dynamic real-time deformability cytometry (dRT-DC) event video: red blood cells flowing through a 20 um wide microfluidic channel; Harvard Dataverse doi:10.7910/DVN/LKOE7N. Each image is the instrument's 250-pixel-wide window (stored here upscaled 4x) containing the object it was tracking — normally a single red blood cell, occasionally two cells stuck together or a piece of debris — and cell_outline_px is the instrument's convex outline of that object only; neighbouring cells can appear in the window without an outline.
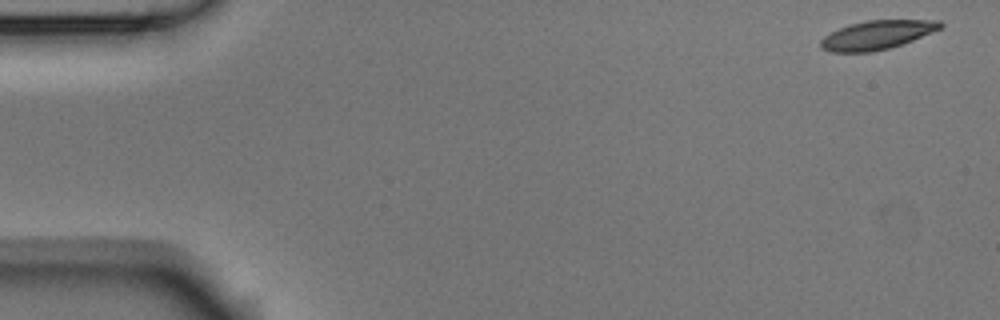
{"species": "Egyptian fruit bat (a non-hibernating species)", "species_latin": "Rousettus aegyptiacus", "temperature_condition": "room temperature", "stored_images_in_passage": 4, "camera_frame_rate_fps": 3000, "um_per_image_px": 0.085, "animal": {"sex": "male"}, "frame": {"image": 1, "passage_image": 1, "time_ms": 0.0, "image_size_px": [1000, 320], "cell_outline_px": [[944, 24], [940, 28], [932, 32], [912, 40], [888, 48], [872, 52], [832, 52], [820, 48], [820, 40], [824, 36], [848, 24], [868, 20], [940, 20]], "centroid_in_image_um": [74.52, 2.97], "position_along_channel_um": 10.5, "area_um2": 19.94}}
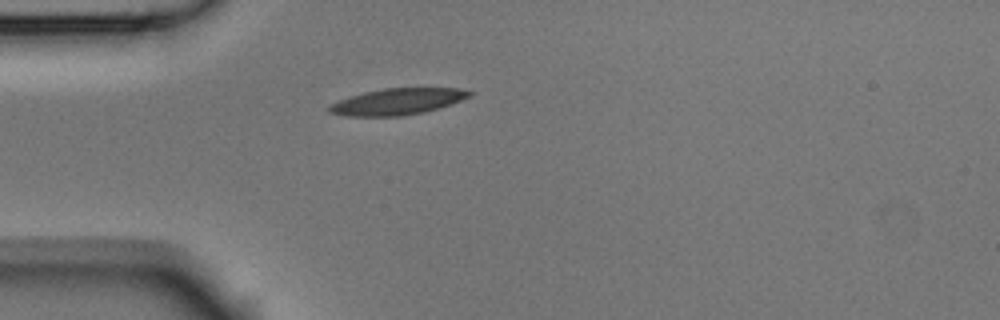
{"frame": {"image": 2, "passage_image": 4, "time_ms": 1.0, "image_size_px": [1000, 320], "cell_outline_px": [[472, 96], [424, 112], [400, 116], [348, 116], [328, 112], [328, 108], [332, 104], [348, 96], [364, 92], [384, 88], [460, 88], [472, 92]], "centroid_in_image_um": [33.76, 8.63], "position_along_channel_um": 51.2, "area_um2": 21.27}}